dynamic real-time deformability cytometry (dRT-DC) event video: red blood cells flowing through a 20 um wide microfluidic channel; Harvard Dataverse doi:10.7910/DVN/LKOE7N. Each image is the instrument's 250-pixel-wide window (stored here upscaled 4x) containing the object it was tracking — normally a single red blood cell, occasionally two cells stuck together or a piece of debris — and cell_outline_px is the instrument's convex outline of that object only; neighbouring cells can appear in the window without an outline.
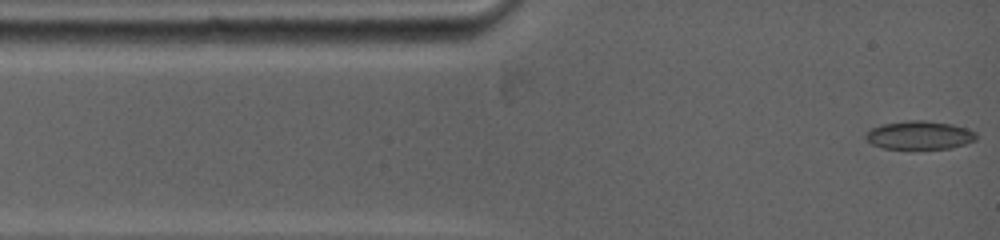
{"species": "common noctule bat (a hibernating species)", "species_latin": "Nyctalus noctula", "temperature_condition": "warm", "stored_images_in_passage": 10, "camera_frame_rate_fps": 5000, "um_per_image_px": 0.085, "animal": {"sex": "female", "body_mass_g": 19.0, "forearm_length_mm": 53.3}, "frame": {"image": 1, "passage_image": 1, "time_ms": 0.0, "image_size_px": [1000, 240], "cell_outline_px": [[976, 140], [964, 144], [948, 148], [884, 148], [872, 144], [868, 140], [868, 132], [872, 128], [880, 124], [904, 120], [924, 120], [952, 124], [964, 128], [972, 132], [976, 136]], "centroid_in_image_um": [78.14, 11.47], "position_along_channel_um": 6.9, "area_um2": 17.86}}
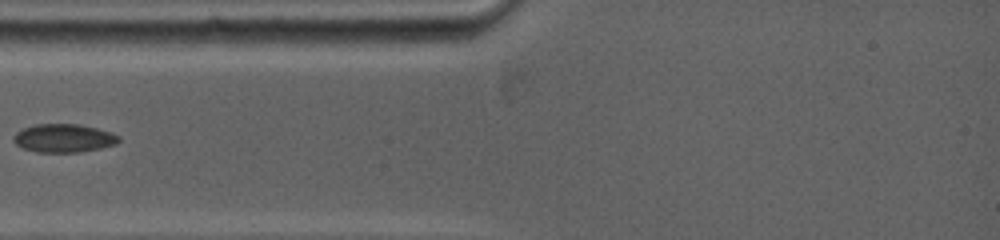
{"frame": {"image": 2, "passage_image": 5, "time_ms": 3.0, "image_size_px": [1000, 240], "cell_outline_px": [[120, 140], [116, 144], [100, 148], [80, 152], [36, 152], [24, 148], [16, 144], [12, 140], [12, 136], [16, 132], [24, 128], [36, 124], [80, 124], [96, 128], [120, 136]], "centroid_in_image_um": [5.39, 11.74], "position_along_channel_um": 79.6, "area_um2": 17.34}}
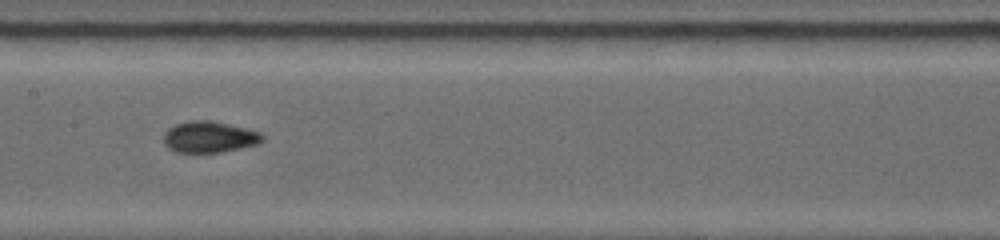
{"frame": {"image": 3, "passage_image": 9, "time_ms": 5.8, "image_size_px": [1000, 240], "cell_outline_px": [[264, 140], [256, 144], [240, 148], [220, 152], [176, 152], [168, 148], [164, 144], [164, 132], [168, 128], [176, 124], [188, 120], [212, 120], [260, 132], [264, 136]], "centroid_in_image_um": [17.76, 11.63], "position_along_channel_um": 189.6, "area_um2": 17.98}}